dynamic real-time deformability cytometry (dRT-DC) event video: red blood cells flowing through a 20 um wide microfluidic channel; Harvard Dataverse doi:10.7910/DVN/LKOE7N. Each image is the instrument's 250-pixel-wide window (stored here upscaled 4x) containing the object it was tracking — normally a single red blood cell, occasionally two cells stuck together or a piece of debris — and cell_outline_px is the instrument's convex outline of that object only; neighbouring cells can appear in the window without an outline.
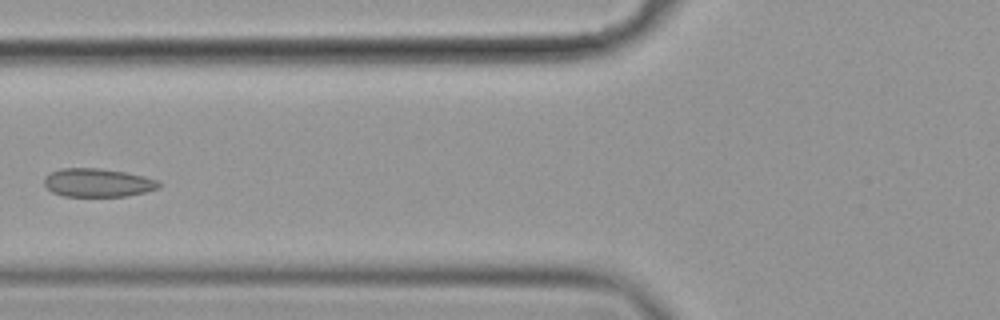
{"species": "common noctule bat (a hibernating species)", "species_latin": "Nyctalus noctula", "temperature_condition": "cold", "stored_images_in_passage": 10, "camera_frame_rate_fps": 3000, "um_per_image_px": 0.085, "animal": {"sex": "female", "body_mass_g": 19.9}, "frame": {"image": 1, "passage_image": 7, "time_ms": 2.0, "image_size_px": [1000, 320], "cell_outline_px": [[160, 188], [144, 192], [124, 196], [64, 196], [52, 192], [44, 184], [44, 180], [52, 172], [60, 168], [100, 168], [124, 172], [144, 176], [160, 180]], "centroid_in_image_um": [8.34, 15.52], "position_along_channel_um": 117.5, "area_um2": 18.9}}
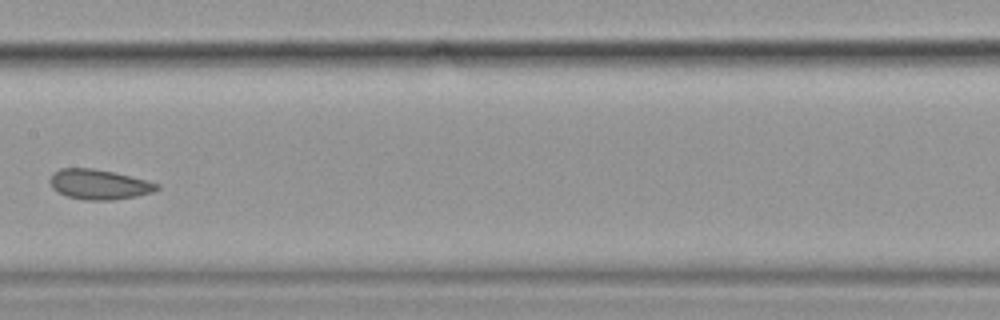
{"frame": {"image": 2, "passage_image": 9, "time_ms": 2.667, "image_size_px": [1000, 320], "cell_outline_px": [[160, 188], [152, 192], [136, 196], [112, 200], [84, 200], [68, 196], [52, 188], [48, 180], [52, 172], [60, 168], [92, 168], [112, 172], [148, 180], [160, 184]], "centroid_in_image_um": [8.4, 15.67], "position_along_channel_um": 199.0, "area_um2": 18.73}}
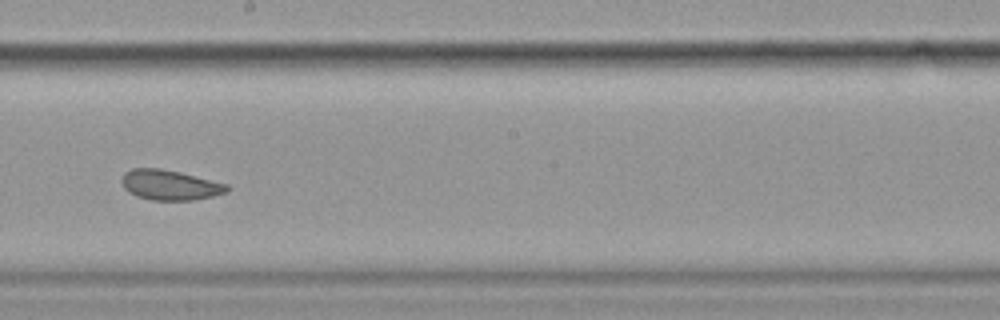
{"frame": {"image": 3, "passage_image": 10, "time_ms": 3.0, "image_size_px": [1000, 320], "cell_outline_px": [[232, 188], [228, 192], [212, 196], [192, 200], [152, 200], [136, 196], [128, 192], [124, 188], [120, 180], [124, 172], [132, 168], [160, 168], [180, 172], [228, 184]], "centroid_in_image_um": [14.44, 15.72], "position_along_channel_um": 233.8, "area_um2": 18.67}}